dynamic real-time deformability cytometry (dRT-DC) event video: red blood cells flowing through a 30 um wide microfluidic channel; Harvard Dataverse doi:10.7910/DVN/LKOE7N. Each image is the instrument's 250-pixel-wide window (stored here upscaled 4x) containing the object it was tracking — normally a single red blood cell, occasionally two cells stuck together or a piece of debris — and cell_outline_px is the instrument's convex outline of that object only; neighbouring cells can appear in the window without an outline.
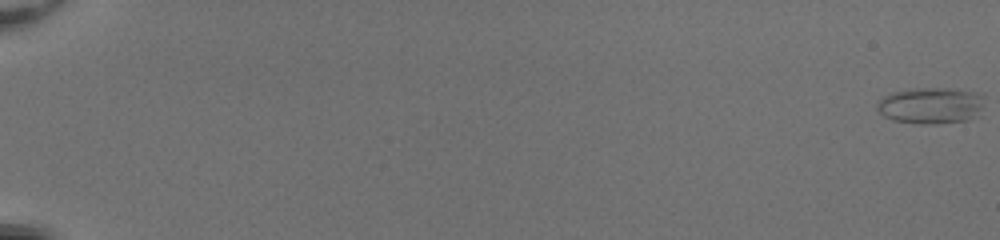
{"species": "common noctule bat (a hibernating species)", "species_latin": "Nyctalus noctula", "temperature_condition": "room temperature", "stored_images_in_passage": 55, "camera_frame_rate_fps": 3000, "um_per_image_px": 0.085, "animal": {"sex": "female", "body_mass_g": 20.0, "forearm_length_mm": 54.0}, "frame": {"image": 1, "passage_image": 1, "time_ms": 0.0, "image_size_px": [1000, 240], "cell_outline_px": [[984, 96], [980, 116], [968, 120], [936, 124], [920, 124], [892, 120], [884, 116], [876, 108], [876, 104], [884, 96], [892, 92], [912, 88], [956, 88], [984, 92]], "centroid_in_image_um": [79.19, 8.96], "position_along_channel_um": 5.8, "area_um2": 23.41}}
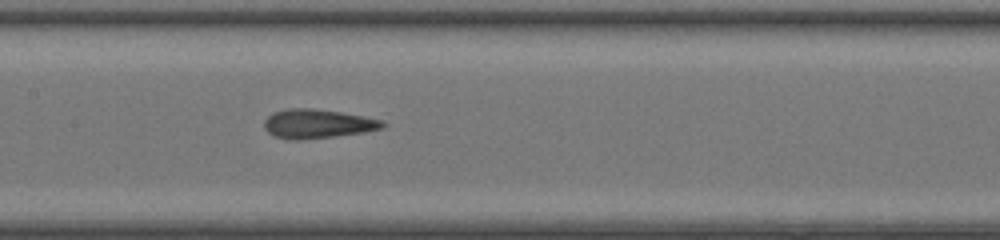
{"frame": {"image": 2, "passage_image": 31, "time_ms": 10.0, "image_size_px": [1000, 240], "cell_outline_px": [[388, 124], [384, 128], [364, 132], [300, 140], [292, 140], [276, 136], [268, 132], [264, 128], [264, 120], [272, 112], [288, 108], [312, 108], [340, 112], [364, 116], [384, 120]], "centroid_in_image_um": [27.01, 10.51], "position_along_channel_um": 180.4, "area_um2": 20.11}}
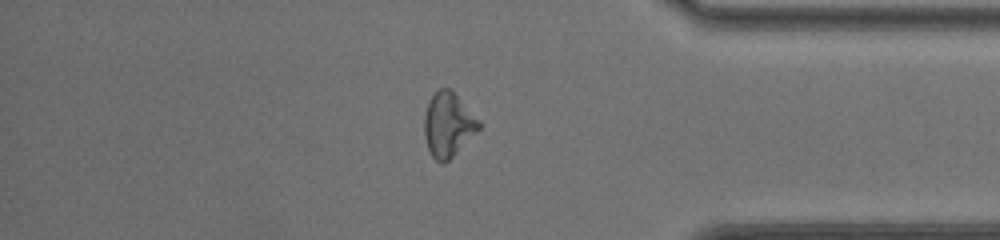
{"frame": {"image": 3, "passage_image": 48, "time_ms": 15.667, "image_size_px": [1000, 240], "cell_outline_px": [[484, 124], [444, 164], [440, 164], [432, 156], [428, 148], [424, 136], [424, 116], [428, 100], [440, 88], [452, 88]], "centroid_in_image_um": [38.1, 10.56], "position_along_channel_um": 397.1, "area_um2": 20.69}, "authors_computed_cell_mechanics": {"area_um2": 20.6346, "velocity_mm_per_s": 4.0944, "shape_relaxation_time_tau1_ms": 5.2279, "shape_relaxation_time_tau2_ms": 1.7467, "deformation_change_tau1": 0.16, "deformation_change_tau2": 0.1223}}